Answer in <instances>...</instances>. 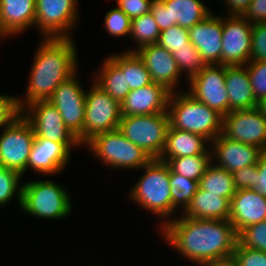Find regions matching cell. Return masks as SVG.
I'll return each instance as SVG.
<instances>
[{"label": "cell", "instance_id": "1", "mask_svg": "<svg viewBox=\"0 0 266 266\" xmlns=\"http://www.w3.org/2000/svg\"><path fill=\"white\" fill-rule=\"evenodd\" d=\"M158 231L167 246L198 266L230 262L238 242L229 220L195 219L181 214Z\"/></svg>", "mask_w": 266, "mask_h": 266}, {"label": "cell", "instance_id": "2", "mask_svg": "<svg viewBox=\"0 0 266 266\" xmlns=\"http://www.w3.org/2000/svg\"><path fill=\"white\" fill-rule=\"evenodd\" d=\"M42 41V42H41ZM73 38H42L35 51L24 98L16 96L21 112L36 101L49 100L54 90L78 69Z\"/></svg>", "mask_w": 266, "mask_h": 266}, {"label": "cell", "instance_id": "3", "mask_svg": "<svg viewBox=\"0 0 266 266\" xmlns=\"http://www.w3.org/2000/svg\"><path fill=\"white\" fill-rule=\"evenodd\" d=\"M142 176L130 189L128 198L149 213L160 218L159 229L172 220L170 168L159 159L144 165Z\"/></svg>", "mask_w": 266, "mask_h": 266}, {"label": "cell", "instance_id": "4", "mask_svg": "<svg viewBox=\"0 0 266 266\" xmlns=\"http://www.w3.org/2000/svg\"><path fill=\"white\" fill-rule=\"evenodd\" d=\"M182 91L170 93L167 108L170 126L199 134L211 143L222 133L223 116Z\"/></svg>", "mask_w": 266, "mask_h": 266}, {"label": "cell", "instance_id": "5", "mask_svg": "<svg viewBox=\"0 0 266 266\" xmlns=\"http://www.w3.org/2000/svg\"><path fill=\"white\" fill-rule=\"evenodd\" d=\"M71 197L62 184L50 179L25 182L20 209L41 219H63L72 210Z\"/></svg>", "mask_w": 266, "mask_h": 266}, {"label": "cell", "instance_id": "6", "mask_svg": "<svg viewBox=\"0 0 266 266\" xmlns=\"http://www.w3.org/2000/svg\"><path fill=\"white\" fill-rule=\"evenodd\" d=\"M84 146L106 167L126 170L141 169L152 158L128 140L118 129L97 134Z\"/></svg>", "mask_w": 266, "mask_h": 266}, {"label": "cell", "instance_id": "7", "mask_svg": "<svg viewBox=\"0 0 266 266\" xmlns=\"http://www.w3.org/2000/svg\"><path fill=\"white\" fill-rule=\"evenodd\" d=\"M169 126L167 111L152 115L122 116L118 130L152 159H159L166 145Z\"/></svg>", "mask_w": 266, "mask_h": 266}, {"label": "cell", "instance_id": "8", "mask_svg": "<svg viewBox=\"0 0 266 266\" xmlns=\"http://www.w3.org/2000/svg\"><path fill=\"white\" fill-rule=\"evenodd\" d=\"M92 83L85 96L83 133L77 138L83 147L97 134L118 129L122 117L121 104Z\"/></svg>", "mask_w": 266, "mask_h": 266}, {"label": "cell", "instance_id": "9", "mask_svg": "<svg viewBox=\"0 0 266 266\" xmlns=\"http://www.w3.org/2000/svg\"><path fill=\"white\" fill-rule=\"evenodd\" d=\"M34 139L31 124L19 114L9 125L1 129L0 167L17 171L24 177Z\"/></svg>", "mask_w": 266, "mask_h": 266}, {"label": "cell", "instance_id": "10", "mask_svg": "<svg viewBox=\"0 0 266 266\" xmlns=\"http://www.w3.org/2000/svg\"><path fill=\"white\" fill-rule=\"evenodd\" d=\"M78 0H36L35 27L40 38H72L79 21Z\"/></svg>", "mask_w": 266, "mask_h": 266}, {"label": "cell", "instance_id": "11", "mask_svg": "<svg viewBox=\"0 0 266 266\" xmlns=\"http://www.w3.org/2000/svg\"><path fill=\"white\" fill-rule=\"evenodd\" d=\"M226 65L212 64L187 83L188 93L223 117L229 113V97L225 87Z\"/></svg>", "mask_w": 266, "mask_h": 266}, {"label": "cell", "instance_id": "12", "mask_svg": "<svg viewBox=\"0 0 266 266\" xmlns=\"http://www.w3.org/2000/svg\"><path fill=\"white\" fill-rule=\"evenodd\" d=\"M78 71L64 80L54 90L48 100L61 114L65 126L78 138L83 133L85 121V96L87 89H83Z\"/></svg>", "mask_w": 266, "mask_h": 266}, {"label": "cell", "instance_id": "13", "mask_svg": "<svg viewBox=\"0 0 266 266\" xmlns=\"http://www.w3.org/2000/svg\"><path fill=\"white\" fill-rule=\"evenodd\" d=\"M224 137L266 150V118L257 108L230 111L223 117Z\"/></svg>", "mask_w": 266, "mask_h": 266}, {"label": "cell", "instance_id": "14", "mask_svg": "<svg viewBox=\"0 0 266 266\" xmlns=\"http://www.w3.org/2000/svg\"><path fill=\"white\" fill-rule=\"evenodd\" d=\"M252 25L243 16L223 17L222 65H246L250 61Z\"/></svg>", "mask_w": 266, "mask_h": 266}, {"label": "cell", "instance_id": "15", "mask_svg": "<svg viewBox=\"0 0 266 266\" xmlns=\"http://www.w3.org/2000/svg\"><path fill=\"white\" fill-rule=\"evenodd\" d=\"M21 114L31 124L35 136L58 143H79L65 126L58 109L48 100L27 105Z\"/></svg>", "mask_w": 266, "mask_h": 266}, {"label": "cell", "instance_id": "16", "mask_svg": "<svg viewBox=\"0 0 266 266\" xmlns=\"http://www.w3.org/2000/svg\"><path fill=\"white\" fill-rule=\"evenodd\" d=\"M80 146L82 147L80 143H58L35 136L27 162V171L30 168L38 174L55 176L71 161V149Z\"/></svg>", "mask_w": 266, "mask_h": 266}, {"label": "cell", "instance_id": "17", "mask_svg": "<svg viewBox=\"0 0 266 266\" xmlns=\"http://www.w3.org/2000/svg\"><path fill=\"white\" fill-rule=\"evenodd\" d=\"M148 69L152 82L176 92L183 79L173 55L159 44H149L135 51Z\"/></svg>", "mask_w": 266, "mask_h": 266}, {"label": "cell", "instance_id": "18", "mask_svg": "<svg viewBox=\"0 0 266 266\" xmlns=\"http://www.w3.org/2000/svg\"><path fill=\"white\" fill-rule=\"evenodd\" d=\"M214 14L188 29L189 40L206 65L221 64L223 15Z\"/></svg>", "mask_w": 266, "mask_h": 266}, {"label": "cell", "instance_id": "19", "mask_svg": "<svg viewBox=\"0 0 266 266\" xmlns=\"http://www.w3.org/2000/svg\"><path fill=\"white\" fill-rule=\"evenodd\" d=\"M210 149L213 164L230 173L257 164L262 151L258 147L230 140L222 134L210 143Z\"/></svg>", "mask_w": 266, "mask_h": 266}, {"label": "cell", "instance_id": "20", "mask_svg": "<svg viewBox=\"0 0 266 266\" xmlns=\"http://www.w3.org/2000/svg\"><path fill=\"white\" fill-rule=\"evenodd\" d=\"M170 93L163 85L154 82L130 90L121 103V115L138 116L167 112Z\"/></svg>", "mask_w": 266, "mask_h": 266}, {"label": "cell", "instance_id": "21", "mask_svg": "<svg viewBox=\"0 0 266 266\" xmlns=\"http://www.w3.org/2000/svg\"><path fill=\"white\" fill-rule=\"evenodd\" d=\"M237 234L247 226L266 220V197L254 189H240L230 200L228 219Z\"/></svg>", "mask_w": 266, "mask_h": 266}, {"label": "cell", "instance_id": "22", "mask_svg": "<svg viewBox=\"0 0 266 266\" xmlns=\"http://www.w3.org/2000/svg\"><path fill=\"white\" fill-rule=\"evenodd\" d=\"M35 15L36 0H0V25L8 37L35 26Z\"/></svg>", "mask_w": 266, "mask_h": 266}, {"label": "cell", "instance_id": "23", "mask_svg": "<svg viewBox=\"0 0 266 266\" xmlns=\"http://www.w3.org/2000/svg\"><path fill=\"white\" fill-rule=\"evenodd\" d=\"M225 87L229 97V112L257 107L245 65L226 66Z\"/></svg>", "mask_w": 266, "mask_h": 266}, {"label": "cell", "instance_id": "24", "mask_svg": "<svg viewBox=\"0 0 266 266\" xmlns=\"http://www.w3.org/2000/svg\"><path fill=\"white\" fill-rule=\"evenodd\" d=\"M208 145V146H207ZM210 142L203 136L169 126L161 162L171 158L202 155L210 149Z\"/></svg>", "mask_w": 266, "mask_h": 266}, {"label": "cell", "instance_id": "25", "mask_svg": "<svg viewBox=\"0 0 266 266\" xmlns=\"http://www.w3.org/2000/svg\"><path fill=\"white\" fill-rule=\"evenodd\" d=\"M183 216L195 219L228 220L230 201L214 193L198 188Z\"/></svg>", "mask_w": 266, "mask_h": 266}, {"label": "cell", "instance_id": "26", "mask_svg": "<svg viewBox=\"0 0 266 266\" xmlns=\"http://www.w3.org/2000/svg\"><path fill=\"white\" fill-rule=\"evenodd\" d=\"M108 57L123 71L126 87L139 89L152 83L148 69L136 52H120Z\"/></svg>", "mask_w": 266, "mask_h": 266}, {"label": "cell", "instance_id": "27", "mask_svg": "<svg viewBox=\"0 0 266 266\" xmlns=\"http://www.w3.org/2000/svg\"><path fill=\"white\" fill-rule=\"evenodd\" d=\"M170 10L171 24L190 29L212 12L201 0H162Z\"/></svg>", "mask_w": 266, "mask_h": 266}, {"label": "cell", "instance_id": "28", "mask_svg": "<svg viewBox=\"0 0 266 266\" xmlns=\"http://www.w3.org/2000/svg\"><path fill=\"white\" fill-rule=\"evenodd\" d=\"M97 72L94 82L121 104L130 92L123 71L107 56Z\"/></svg>", "mask_w": 266, "mask_h": 266}, {"label": "cell", "instance_id": "29", "mask_svg": "<svg viewBox=\"0 0 266 266\" xmlns=\"http://www.w3.org/2000/svg\"><path fill=\"white\" fill-rule=\"evenodd\" d=\"M199 188L208 191V193L225 197L229 201L236 193L232 173L216 166L213 162L199 180Z\"/></svg>", "mask_w": 266, "mask_h": 266}, {"label": "cell", "instance_id": "30", "mask_svg": "<svg viewBox=\"0 0 266 266\" xmlns=\"http://www.w3.org/2000/svg\"><path fill=\"white\" fill-rule=\"evenodd\" d=\"M170 170L188 179L199 181L212 163V152L205 154L171 158L165 162Z\"/></svg>", "mask_w": 266, "mask_h": 266}, {"label": "cell", "instance_id": "31", "mask_svg": "<svg viewBox=\"0 0 266 266\" xmlns=\"http://www.w3.org/2000/svg\"><path fill=\"white\" fill-rule=\"evenodd\" d=\"M160 33L161 31L151 12L132 19L129 38L136 43L137 47L125 51L135 52L143 46L158 43Z\"/></svg>", "mask_w": 266, "mask_h": 266}, {"label": "cell", "instance_id": "32", "mask_svg": "<svg viewBox=\"0 0 266 266\" xmlns=\"http://www.w3.org/2000/svg\"><path fill=\"white\" fill-rule=\"evenodd\" d=\"M199 188V181L188 179L170 170V190L172 197V220L176 211L183 213Z\"/></svg>", "mask_w": 266, "mask_h": 266}, {"label": "cell", "instance_id": "33", "mask_svg": "<svg viewBox=\"0 0 266 266\" xmlns=\"http://www.w3.org/2000/svg\"><path fill=\"white\" fill-rule=\"evenodd\" d=\"M171 54L177 62L181 75L183 76L185 74L187 81L200 73L206 66L199 51L194 46L191 48L176 49V52H172Z\"/></svg>", "mask_w": 266, "mask_h": 266}, {"label": "cell", "instance_id": "34", "mask_svg": "<svg viewBox=\"0 0 266 266\" xmlns=\"http://www.w3.org/2000/svg\"><path fill=\"white\" fill-rule=\"evenodd\" d=\"M22 178L23 176L17 171L0 167V206L10 203L16 195L17 203L21 206Z\"/></svg>", "mask_w": 266, "mask_h": 266}, {"label": "cell", "instance_id": "35", "mask_svg": "<svg viewBox=\"0 0 266 266\" xmlns=\"http://www.w3.org/2000/svg\"><path fill=\"white\" fill-rule=\"evenodd\" d=\"M157 44L170 53L176 52V49L191 48L193 46L189 40L188 29L182 28L177 24L161 31Z\"/></svg>", "mask_w": 266, "mask_h": 266}, {"label": "cell", "instance_id": "36", "mask_svg": "<svg viewBox=\"0 0 266 266\" xmlns=\"http://www.w3.org/2000/svg\"><path fill=\"white\" fill-rule=\"evenodd\" d=\"M237 236L240 245L266 253V220L247 226Z\"/></svg>", "mask_w": 266, "mask_h": 266}, {"label": "cell", "instance_id": "37", "mask_svg": "<svg viewBox=\"0 0 266 266\" xmlns=\"http://www.w3.org/2000/svg\"><path fill=\"white\" fill-rule=\"evenodd\" d=\"M104 26L108 35L113 38L128 37L131 32V19L116 6L106 13Z\"/></svg>", "mask_w": 266, "mask_h": 266}, {"label": "cell", "instance_id": "38", "mask_svg": "<svg viewBox=\"0 0 266 266\" xmlns=\"http://www.w3.org/2000/svg\"><path fill=\"white\" fill-rule=\"evenodd\" d=\"M255 99L266 96V61H249L246 65Z\"/></svg>", "mask_w": 266, "mask_h": 266}, {"label": "cell", "instance_id": "39", "mask_svg": "<svg viewBox=\"0 0 266 266\" xmlns=\"http://www.w3.org/2000/svg\"><path fill=\"white\" fill-rule=\"evenodd\" d=\"M231 262L235 266H266V253L237 242Z\"/></svg>", "mask_w": 266, "mask_h": 266}, {"label": "cell", "instance_id": "40", "mask_svg": "<svg viewBox=\"0 0 266 266\" xmlns=\"http://www.w3.org/2000/svg\"><path fill=\"white\" fill-rule=\"evenodd\" d=\"M250 61H266V22L252 25Z\"/></svg>", "mask_w": 266, "mask_h": 266}, {"label": "cell", "instance_id": "41", "mask_svg": "<svg viewBox=\"0 0 266 266\" xmlns=\"http://www.w3.org/2000/svg\"><path fill=\"white\" fill-rule=\"evenodd\" d=\"M19 114L21 112L17 106L16 96L0 93V128L9 125Z\"/></svg>", "mask_w": 266, "mask_h": 266}, {"label": "cell", "instance_id": "42", "mask_svg": "<svg viewBox=\"0 0 266 266\" xmlns=\"http://www.w3.org/2000/svg\"><path fill=\"white\" fill-rule=\"evenodd\" d=\"M152 2L153 0H116L117 7L131 20L149 13Z\"/></svg>", "mask_w": 266, "mask_h": 266}, {"label": "cell", "instance_id": "43", "mask_svg": "<svg viewBox=\"0 0 266 266\" xmlns=\"http://www.w3.org/2000/svg\"><path fill=\"white\" fill-rule=\"evenodd\" d=\"M232 175L236 190L253 189L255 187L256 164L238 169Z\"/></svg>", "mask_w": 266, "mask_h": 266}, {"label": "cell", "instance_id": "44", "mask_svg": "<svg viewBox=\"0 0 266 266\" xmlns=\"http://www.w3.org/2000/svg\"><path fill=\"white\" fill-rule=\"evenodd\" d=\"M150 12L152 13L156 23L158 24L160 31L176 25L171 24L170 10L167 9L162 0H153V2L151 3Z\"/></svg>", "mask_w": 266, "mask_h": 266}, {"label": "cell", "instance_id": "45", "mask_svg": "<svg viewBox=\"0 0 266 266\" xmlns=\"http://www.w3.org/2000/svg\"><path fill=\"white\" fill-rule=\"evenodd\" d=\"M242 16L251 24L266 22V0H253Z\"/></svg>", "mask_w": 266, "mask_h": 266}, {"label": "cell", "instance_id": "46", "mask_svg": "<svg viewBox=\"0 0 266 266\" xmlns=\"http://www.w3.org/2000/svg\"><path fill=\"white\" fill-rule=\"evenodd\" d=\"M253 189L266 197V150L260 152L256 164L255 187Z\"/></svg>", "mask_w": 266, "mask_h": 266}, {"label": "cell", "instance_id": "47", "mask_svg": "<svg viewBox=\"0 0 266 266\" xmlns=\"http://www.w3.org/2000/svg\"><path fill=\"white\" fill-rule=\"evenodd\" d=\"M253 0H222L227 7L228 15L242 16Z\"/></svg>", "mask_w": 266, "mask_h": 266}, {"label": "cell", "instance_id": "48", "mask_svg": "<svg viewBox=\"0 0 266 266\" xmlns=\"http://www.w3.org/2000/svg\"><path fill=\"white\" fill-rule=\"evenodd\" d=\"M260 113L266 118V96L261 98L257 102V107H256Z\"/></svg>", "mask_w": 266, "mask_h": 266}, {"label": "cell", "instance_id": "49", "mask_svg": "<svg viewBox=\"0 0 266 266\" xmlns=\"http://www.w3.org/2000/svg\"><path fill=\"white\" fill-rule=\"evenodd\" d=\"M213 266H235V265L230 261V262L220 263L218 265H213Z\"/></svg>", "mask_w": 266, "mask_h": 266}, {"label": "cell", "instance_id": "50", "mask_svg": "<svg viewBox=\"0 0 266 266\" xmlns=\"http://www.w3.org/2000/svg\"><path fill=\"white\" fill-rule=\"evenodd\" d=\"M4 37L5 38H8V36L4 33V31L2 30V27L0 25V40L2 41V39H4Z\"/></svg>", "mask_w": 266, "mask_h": 266}]
</instances>
